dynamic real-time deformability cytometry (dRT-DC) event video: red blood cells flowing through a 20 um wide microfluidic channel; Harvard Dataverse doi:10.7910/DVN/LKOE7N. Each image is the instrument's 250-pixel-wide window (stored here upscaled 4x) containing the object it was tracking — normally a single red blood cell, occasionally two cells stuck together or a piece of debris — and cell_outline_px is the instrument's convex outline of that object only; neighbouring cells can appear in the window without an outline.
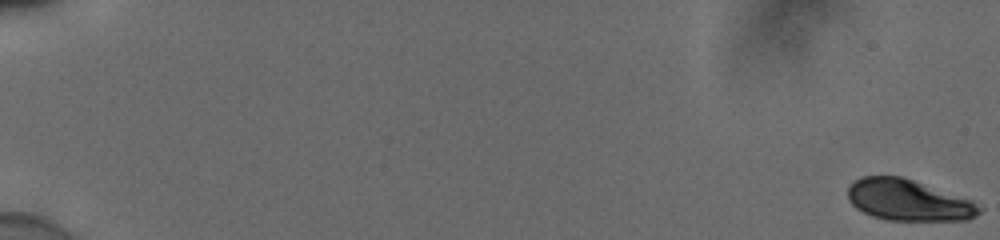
{"species": "human", "species_latin": "Homo sapiens", "temperature_condition": "cold", "stored_images_in_passage": 56, "camera_frame_rate_fps": 3000, "um_per_image_px": 0.085, "donor": {"sex": "male"}, "frame": {"image": 1, "passage_image": 1, "time_ms": 0.0, "image_size_px": [1000, 240], "cell_outline_px": [[984, 208], [976, 216], [968, 220], [888, 220], [872, 216], [856, 208], [848, 200], [848, 188], [860, 176], [900, 176], [972, 200]], "centroid_in_image_um": [77.22, 17.02], "position_along_channel_um": 7.8, "area_um2": 31.39}}
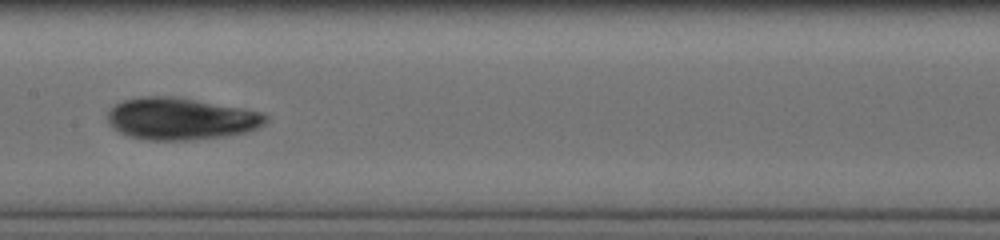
{"frame": {"image": 2, "passage_image": 32, "time_ms": 10.333, "image_size_px": [1000, 240], "cell_outline_px": [[268, 120], [264, 124], [248, 132], [228, 136], [192, 140], [140, 140], [124, 136], [112, 128], [108, 124], [108, 108], [124, 100], [140, 96], [176, 96], [240, 108], [260, 112], [268, 116]], "centroid_in_image_um": [15.31, 10.11], "position_along_channel_um": 192.1, "area_um2": 39.25}}
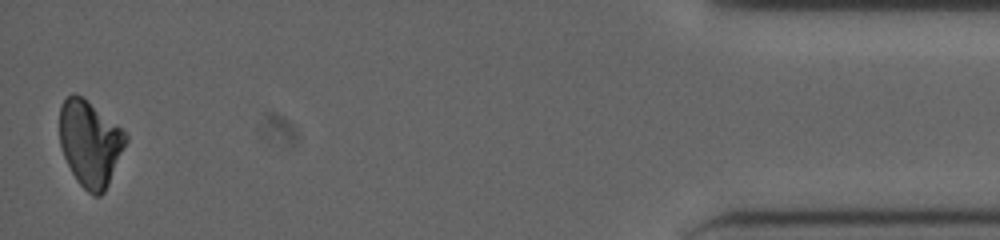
{"frame": {"image": 3, "passage_image": 56, "time_ms": 18.333, "image_size_px": [1000, 240], "cell_outline_px": [[128, 140], [108, 184], [104, 192], [100, 196], [92, 196], [76, 180], [64, 156], [60, 144], [60, 108], [64, 100], [72, 92], [76, 92], [120, 128], [128, 136]], "centroid_in_image_um": [7.64, 12.2], "position_along_channel_um": 427.6, "area_um2": 32.6}, "authors_computed_cell_mechanics": {"area_um2": 35.6048, "velocity_mm_per_s": 3.8683, "shape_relaxation_time_tau1_ms": 5.7059, "shape_relaxation_time_tau2_ms": null, "deformation_change_tau1": 0.1256, "deformation_change_tau2": null}}